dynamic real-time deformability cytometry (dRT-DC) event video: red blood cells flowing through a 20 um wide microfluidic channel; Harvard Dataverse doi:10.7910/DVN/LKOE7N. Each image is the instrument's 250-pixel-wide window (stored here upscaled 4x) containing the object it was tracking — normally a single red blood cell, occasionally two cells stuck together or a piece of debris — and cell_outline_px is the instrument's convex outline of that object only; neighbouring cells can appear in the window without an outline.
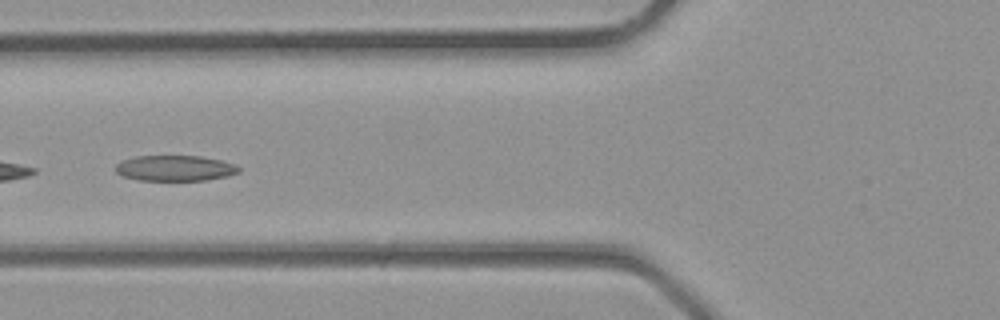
{"species": "common noctule bat (a hibernating species)", "species_latin": "Nyctalus noctula", "temperature_condition": "room temperature", "stored_images_in_passage": 2, "camera_frame_rate_fps": 3000, "um_per_image_px": 0.085, "animal": {"sex": "male", "body_mass_g": 23.1, "forearm_length_mm": 52.7}, "frame": {"image": 1, "passage_image": 2, "time_ms": 0.333, "image_size_px": [1000, 320], "cell_outline_px": [[240, 172], [228, 176], [204, 180], [140, 180], [120, 176], [116, 172], [116, 164], [120, 160], [136, 156], [200, 156], [220, 160], [236, 164], [240, 168]], "centroid_in_image_um": [14.86, 14.29], "position_along_channel_um": 110.9, "area_um2": 18.5}}